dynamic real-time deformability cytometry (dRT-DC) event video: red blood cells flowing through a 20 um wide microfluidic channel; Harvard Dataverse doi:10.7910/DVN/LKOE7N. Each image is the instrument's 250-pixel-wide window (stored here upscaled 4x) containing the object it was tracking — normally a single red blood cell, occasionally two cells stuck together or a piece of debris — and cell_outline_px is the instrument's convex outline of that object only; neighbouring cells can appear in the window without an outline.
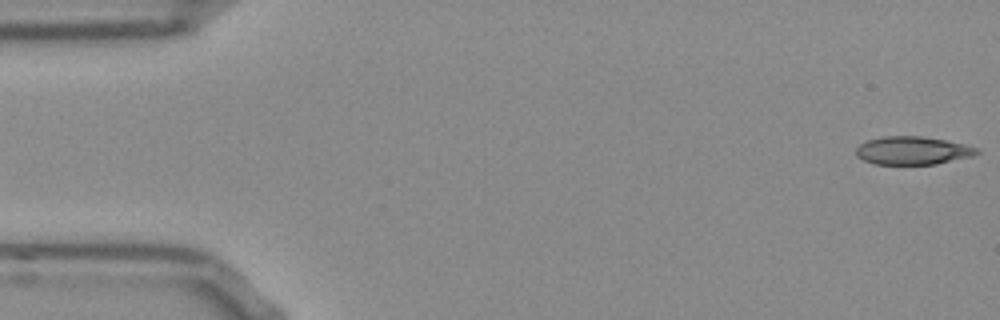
{"species": "Egyptian fruit bat (a non-hibernating species)", "species_latin": "Rousettus aegyptiacus", "temperature_condition": "room temperature", "stored_images_in_passage": 52, "camera_frame_rate_fps": 3000, "um_per_image_px": 0.085, "frame": {"image": 1, "passage_image": 1, "time_ms": 0.0, "image_size_px": [1000, 320], "cell_outline_px": [[980, 152], [972, 156], [936, 164], [872, 164], [856, 156], [856, 148], [860, 144], [868, 140], [884, 136], [920, 136], [944, 140], [964, 144], [976, 148]], "centroid_in_image_um": [77.54, 12.8], "position_along_channel_um": 7.5, "area_um2": 19.65}}
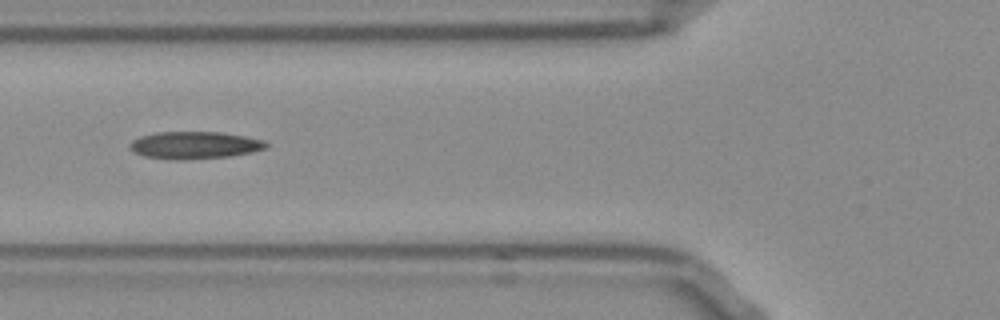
{"frame": {"image": 2, "passage_image": 19, "time_ms": 6.0, "image_size_px": [1000, 320], "cell_outline_px": [[268, 144], [264, 148], [248, 152], [228, 156], [180, 160], [144, 156], [128, 148], [128, 144], [132, 140], [140, 136], [156, 132], [220, 132], [244, 136], [264, 140]], "centroid_in_image_um": [16.48, 12.33], "position_along_channel_um": 109.3, "area_um2": 21.39}}
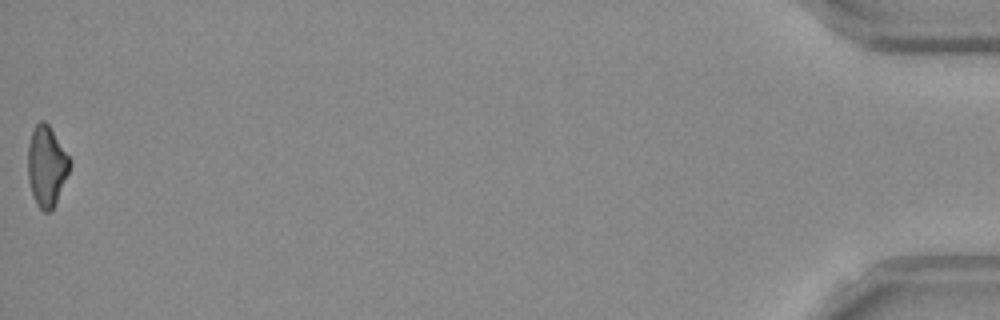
{"frame": {"image": 3, "passage_image": 52, "time_ms": 17.0, "image_size_px": [1000, 320], "cell_outline_px": [[72, 164], [56, 200], [52, 208], [48, 212], [44, 212], [36, 204], [28, 180], [28, 144], [32, 128], [40, 120], [44, 120], [48, 124], [72, 160]], "centroid_in_image_um": [3.95, 14.07], "position_along_channel_um": 431.2, "area_um2": 19.54}, "authors_computed_cell_mechanics": {"area_um2": 20.4612, "velocity_mm_per_s": 3.8792, "shape_relaxation_time_tau1_ms": null, "shape_relaxation_time_tau2_ms": 9.6044, "deformation_change_tau1": null, "deformation_change_tau2": 0.2379}}